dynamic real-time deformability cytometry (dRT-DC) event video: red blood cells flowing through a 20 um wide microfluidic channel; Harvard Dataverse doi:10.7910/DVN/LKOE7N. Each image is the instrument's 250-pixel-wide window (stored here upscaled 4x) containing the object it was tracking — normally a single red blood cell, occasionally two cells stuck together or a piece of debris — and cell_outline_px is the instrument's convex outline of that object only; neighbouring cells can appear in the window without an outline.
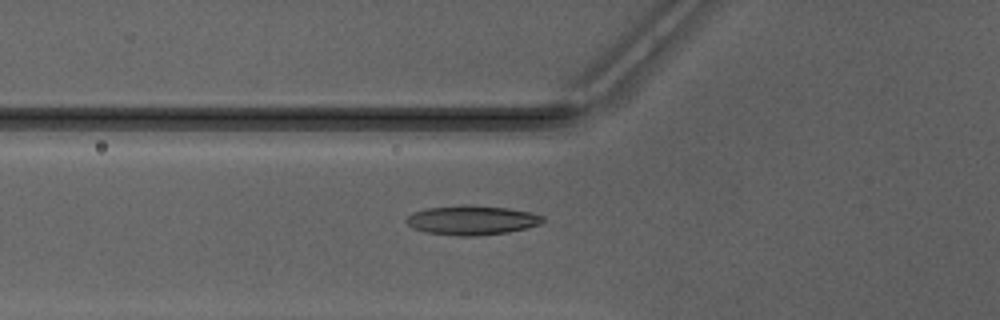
{"species": "Egyptian fruit bat (a non-hibernating species)", "species_latin": "Rousettus aegyptiacus", "temperature_condition": "warm", "stored_images_in_passage": 47, "camera_frame_rate_fps": 3000, "um_per_image_px": 0.085, "animal": {"sex": "male"}, "frame": {"image": 1, "passage_image": 19, "time_ms": 6.0, "image_size_px": [1000, 320], "cell_outline_px": [[544, 220], [540, 224], [508, 232], [476, 236], [460, 236], [424, 232], [412, 228], [404, 220], [412, 212], [428, 208], [460, 204], [468, 204], [508, 208], [532, 212], [544, 216]], "centroid_in_image_um": [40.08, 18.7], "position_along_channel_um": 85.7, "area_um2": 23.58}}
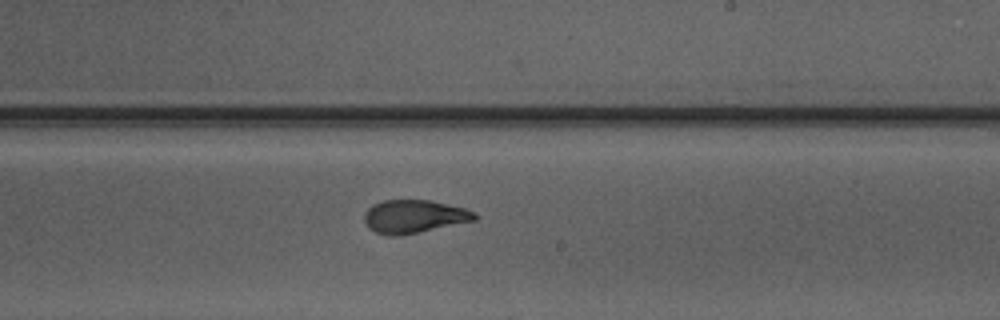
{"frame": {"image": 2, "passage_image": 31, "time_ms": 10.0, "image_size_px": [1000, 320], "cell_outline_px": [[476, 220], [420, 232], [396, 236], [388, 236], [376, 232], [368, 228], [364, 220], [364, 212], [372, 204], [384, 200], [432, 200], [464, 208], [476, 212]], "centroid_in_image_um": [35.17, 18.4], "position_along_channel_um": 253.8, "area_um2": 21.44}}
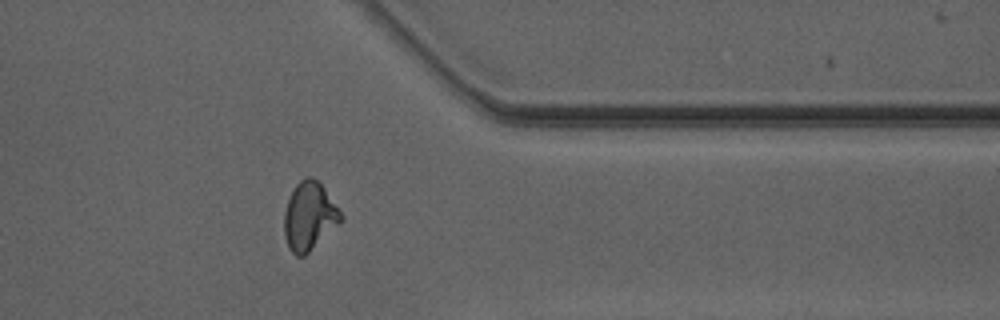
{"frame": {"image": 3, "passage_image": 41, "time_ms": 13.333, "image_size_px": [1000, 320], "cell_outline_px": [[344, 216], [304, 256], [296, 256], [288, 248], [284, 236], [284, 212], [288, 200], [296, 184], [304, 176], [312, 176], [324, 188]], "centroid_in_image_um": [26.24, 18.35], "position_along_channel_um": 385.2, "area_um2": 21.96}, "authors_computed_cell_mechanics": {"area_um2": 21.4438, "velocity_mm_per_s": 4.1927, "shape_relaxation_time_tau1_ms": 5.8523, "shape_relaxation_time_tau2_ms": 1.225, "deformation_change_tau1": 0.1856, "deformation_change_tau2": 0.0782}}